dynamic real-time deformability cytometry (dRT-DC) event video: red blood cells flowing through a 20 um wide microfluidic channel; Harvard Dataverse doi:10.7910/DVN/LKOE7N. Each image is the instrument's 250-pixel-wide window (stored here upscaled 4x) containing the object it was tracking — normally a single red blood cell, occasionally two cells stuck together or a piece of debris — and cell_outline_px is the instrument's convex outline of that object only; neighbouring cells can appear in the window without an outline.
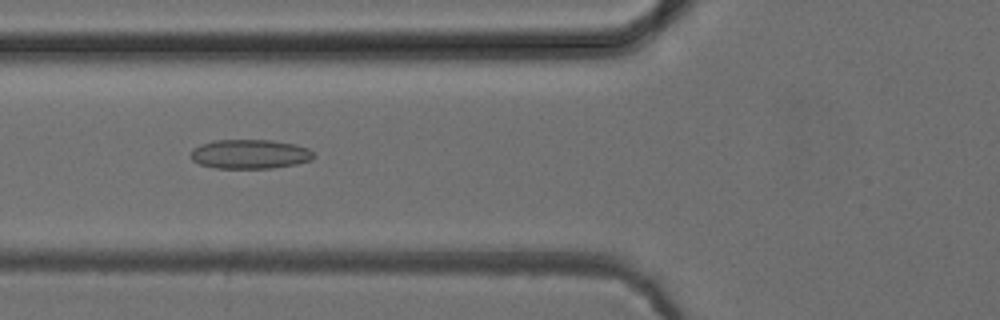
{"species": "common noctule bat (a hibernating species)", "species_latin": "Nyctalus noctula", "temperature_condition": "cold", "stored_images_in_passage": 52, "camera_frame_rate_fps": 3000, "um_per_image_px": 0.085, "animal": {"sex": "female", "body_mass_g": 24.6, "forearm_length_mm": 56.2}, "frame": {"image": 1, "passage_image": 20, "time_ms": 6.333, "image_size_px": [1000, 320], "cell_outline_px": [[316, 156], [312, 160], [296, 164], [272, 168], [216, 168], [200, 164], [192, 160], [192, 148], [200, 144], [212, 140], [272, 140], [292, 144], [308, 148]], "centroid_in_image_um": [21.24, 13.1], "position_along_channel_um": 104.6, "area_um2": 20.98}}
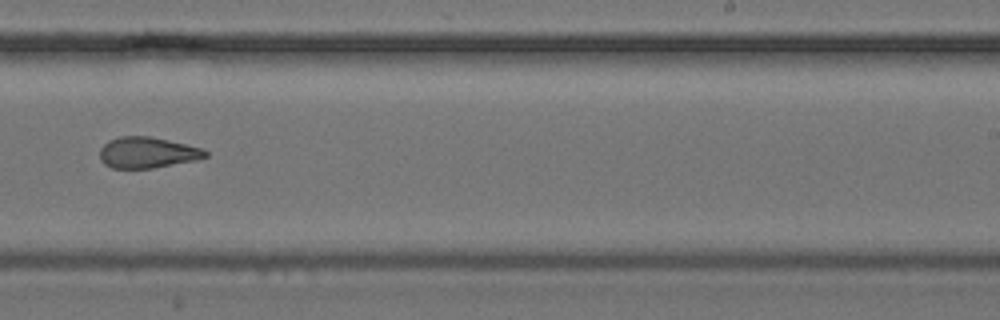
{"frame": {"image": 2, "passage_image": 33, "time_ms": 10.667, "image_size_px": [1000, 320], "cell_outline_px": [[208, 156], [196, 160], [152, 168], [112, 168], [104, 164], [100, 160], [100, 148], [108, 140], [120, 136], [148, 136], [168, 140], [204, 148], [208, 152]], "centroid_in_image_um": [12.52, 12.96], "position_along_channel_um": 276.5, "area_um2": 19.13}}
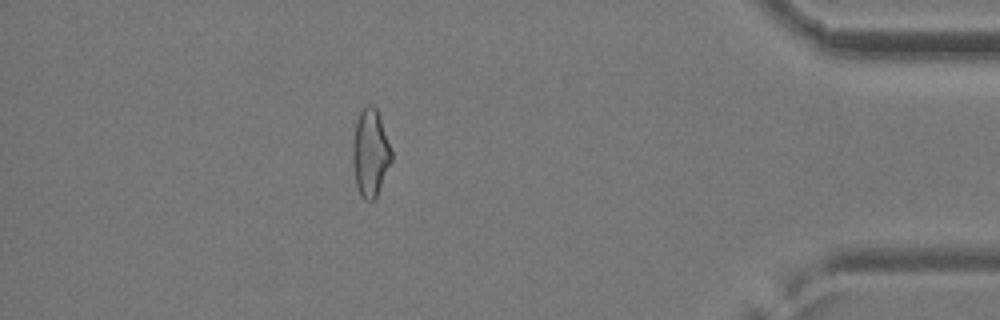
{"frame": {"image": 3, "passage_image": 46, "time_ms": 15.0, "image_size_px": [1000, 320], "cell_outline_px": [[392, 160], [376, 200], [364, 200], [360, 196], [356, 184], [352, 164], [352, 148], [356, 124], [360, 112], [368, 104], [372, 104], [376, 108], [392, 152]], "centroid_in_image_um": [31.48, 13.06], "position_along_channel_um": 403.7, "area_um2": 19.71}, "authors_computed_cell_mechanics": {"area_um2": 20.5479, "velocity_mm_per_s": 3.9729, "shape_relaxation_time_tau1_ms": null, "shape_relaxation_time_tau2_ms": 2.7414, "deformation_change_tau1": null, "deformation_change_tau2": 0.1165}}